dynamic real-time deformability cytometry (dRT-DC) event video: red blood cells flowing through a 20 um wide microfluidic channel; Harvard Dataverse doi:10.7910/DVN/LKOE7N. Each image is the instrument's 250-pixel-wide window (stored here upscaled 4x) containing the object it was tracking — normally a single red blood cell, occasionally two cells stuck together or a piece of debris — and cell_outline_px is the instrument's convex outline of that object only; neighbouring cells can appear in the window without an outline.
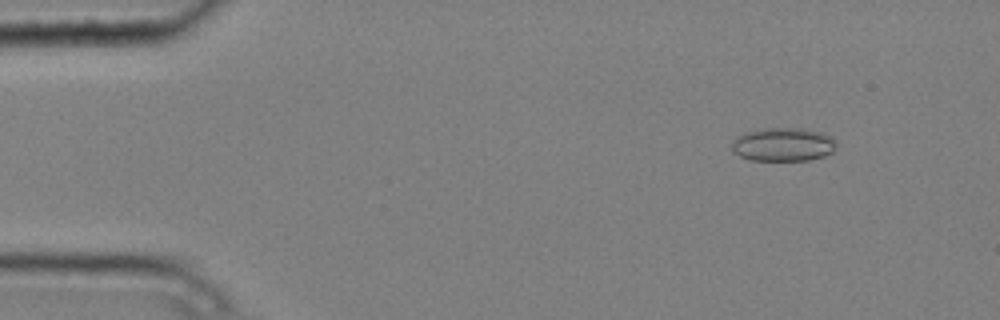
{"species": "common noctule bat (a hibernating species)", "species_latin": "Nyctalus noctula", "temperature_condition": "cold", "stored_images_in_passage": 5, "camera_frame_rate_fps": 3000, "um_per_image_px": 0.085, "animal": {"sex": "male", "body_mass_g": 20.4}, "frame": {"image": 1, "passage_image": 2, "time_ms": 0.333, "image_size_px": [1000, 320], "cell_outline_px": [[836, 148], [832, 152], [824, 156], [808, 160], [748, 160], [732, 152], [732, 140], [736, 136], [760, 128], [800, 128], [824, 132], [832, 136], [836, 140]], "centroid_in_image_um": [66.58, 12.27], "position_along_channel_um": 18.4, "area_um2": 20.75}}
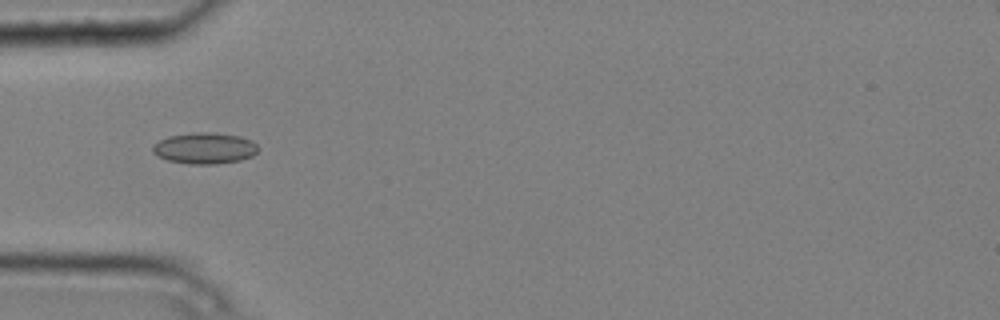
{"frame": {"image": 2, "passage_image": 5, "time_ms": 1.333, "image_size_px": [1000, 320], "cell_outline_px": [[260, 148], [252, 156], [240, 160], [216, 164], [188, 164], [168, 160], [152, 152], [152, 144], [168, 136], [192, 132], [212, 132], [240, 136], [252, 140]], "centroid_in_image_um": [17.4, 12.59], "position_along_channel_um": 67.6, "area_um2": 19.31}}